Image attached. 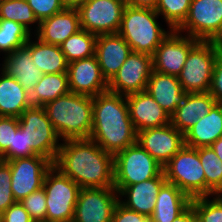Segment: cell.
<instances>
[{
  "instance_id": "obj_1",
  "label": "cell",
  "mask_w": 222,
  "mask_h": 222,
  "mask_svg": "<svg viewBox=\"0 0 222 222\" xmlns=\"http://www.w3.org/2000/svg\"><path fill=\"white\" fill-rule=\"evenodd\" d=\"M53 165L80 188H114L113 155L90 138L65 140Z\"/></svg>"
},
{
  "instance_id": "obj_2",
  "label": "cell",
  "mask_w": 222,
  "mask_h": 222,
  "mask_svg": "<svg viewBox=\"0 0 222 222\" xmlns=\"http://www.w3.org/2000/svg\"><path fill=\"white\" fill-rule=\"evenodd\" d=\"M113 156L137 142L125 95L109 90L93 97L92 131L89 137Z\"/></svg>"
},
{
  "instance_id": "obj_3",
  "label": "cell",
  "mask_w": 222,
  "mask_h": 222,
  "mask_svg": "<svg viewBox=\"0 0 222 222\" xmlns=\"http://www.w3.org/2000/svg\"><path fill=\"white\" fill-rule=\"evenodd\" d=\"M43 107L60 140L90 137L93 97L70 92Z\"/></svg>"
},
{
  "instance_id": "obj_4",
  "label": "cell",
  "mask_w": 222,
  "mask_h": 222,
  "mask_svg": "<svg viewBox=\"0 0 222 222\" xmlns=\"http://www.w3.org/2000/svg\"><path fill=\"white\" fill-rule=\"evenodd\" d=\"M155 9L125 6L119 34L133 52L153 55L156 48L172 31L160 27Z\"/></svg>"
},
{
  "instance_id": "obj_5",
  "label": "cell",
  "mask_w": 222,
  "mask_h": 222,
  "mask_svg": "<svg viewBox=\"0 0 222 222\" xmlns=\"http://www.w3.org/2000/svg\"><path fill=\"white\" fill-rule=\"evenodd\" d=\"M114 189L118 194L127 186L157 177L163 167L137 142L113 156Z\"/></svg>"
},
{
  "instance_id": "obj_6",
  "label": "cell",
  "mask_w": 222,
  "mask_h": 222,
  "mask_svg": "<svg viewBox=\"0 0 222 222\" xmlns=\"http://www.w3.org/2000/svg\"><path fill=\"white\" fill-rule=\"evenodd\" d=\"M43 189L46 222H72L80 186L52 165L45 175Z\"/></svg>"
},
{
  "instance_id": "obj_7",
  "label": "cell",
  "mask_w": 222,
  "mask_h": 222,
  "mask_svg": "<svg viewBox=\"0 0 222 222\" xmlns=\"http://www.w3.org/2000/svg\"><path fill=\"white\" fill-rule=\"evenodd\" d=\"M167 182L173 183L191 199L205 196V174L199 148L183 146L163 167Z\"/></svg>"
},
{
  "instance_id": "obj_8",
  "label": "cell",
  "mask_w": 222,
  "mask_h": 222,
  "mask_svg": "<svg viewBox=\"0 0 222 222\" xmlns=\"http://www.w3.org/2000/svg\"><path fill=\"white\" fill-rule=\"evenodd\" d=\"M20 128L28 138V145L53 163L58 155L60 138L48 119L43 106H31L18 118Z\"/></svg>"
},
{
  "instance_id": "obj_9",
  "label": "cell",
  "mask_w": 222,
  "mask_h": 222,
  "mask_svg": "<svg viewBox=\"0 0 222 222\" xmlns=\"http://www.w3.org/2000/svg\"><path fill=\"white\" fill-rule=\"evenodd\" d=\"M218 52L209 41H199L190 51L178 80L187 93L209 92Z\"/></svg>"
},
{
  "instance_id": "obj_10",
  "label": "cell",
  "mask_w": 222,
  "mask_h": 222,
  "mask_svg": "<svg viewBox=\"0 0 222 222\" xmlns=\"http://www.w3.org/2000/svg\"><path fill=\"white\" fill-rule=\"evenodd\" d=\"M125 0H87L77 9L80 27L95 35L118 33Z\"/></svg>"
},
{
  "instance_id": "obj_11",
  "label": "cell",
  "mask_w": 222,
  "mask_h": 222,
  "mask_svg": "<svg viewBox=\"0 0 222 222\" xmlns=\"http://www.w3.org/2000/svg\"><path fill=\"white\" fill-rule=\"evenodd\" d=\"M11 168V190L16 201H21L43 187L47 171L53 162L42 155L7 161Z\"/></svg>"
},
{
  "instance_id": "obj_12",
  "label": "cell",
  "mask_w": 222,
  "mask_h": 222,
  "mask_svg": "<svg viewBox=\"0 0 222 222\" xmlns=\"http://www.w3.org/2000/svg\"><path fill=\"white\" fill-rule=\"evenodd\" d=\"M118 202L114 188H80L72 222H112Z\"/></svg>"
},
{
  "instance_id": "obj_13",
  "label": "cell",
  "mask_w": 222,
  "mask_h": 222,
  "mask_svg": "<svg viewBox=\"0 0 222 222\" xmlns=\"http://www.w3.org/2000/svg\"><path fill=\"white\" fill-rule=\"evenodd\" d=\"M221 23L222 0H192L186 19L176 31L184 33L185 30L192 38L209 41Z\"/></svg>"
},
{
  "instance_id": "obj_14",
  "label": "cell",
  "mask_w": 222,
  "mask_h": 222,
  "mask_svg": "<svg viewBox=\"0 0 222 222\" xmlns=\"http://www.w3.org/2000/svg\"><path fill=\"white\" fill-rule=\"evenodd\" d=\"M152 71L151 55L131 51L118 72L108 82V90L125 96L145 91Z\"/></svg>"
},
{
  "instance_id": "obj_15",
  "label": "cell",
  "mask_w": 222,
  "mask_h": 222,
  "mask_svg": "<svg viewBox=\"0 0 222 222\" xmlns=\"http://www.w3.org/2000/svg\"><path fill=\"white\" fill-rule=\"evenodd\" d=\"M199 41L172 30L152 55L153 70L178 77L184 67L189 51Z\"/></svg>"
},
{
  "instance_id": "obj_16",
  "label": "cell",
  "mask_w": 222,
  "mask_h": 222,
  "mask_svg": "<svg viewBox=\"0 0 222 222\" xmlns=\"http://www.w3.org/2000/svg\"><path fill=\"white\" fill-rule=\"evenodd\" d=\"M137 143L162 167L185 146L184 134L171 123L137 132Z\"/></svg>"
},
{
  "instance_id": "obj_17",
  "label": "cell",
  "mask_w": 222,
  "mask_h": 222,
  "mask_svg": "<svg viewBox=\"0 0 222 222\" xmlns=\"http://www.w3.org/2000/svg\"><path fill=\"white\" fill-rule=\"evenodd\" d=\"M67 75L72 93L95 97L108 90L95 55L69 62Z\"/></svg>"
},
{
  "instance_id": "obj_18",
  "label": "cell",
  "mask_w": 222,
  "mask_h": 222,
  "mask_svg": "<svg viewBox=\"0 0 222 222\" xmlns=\"http://www.w3.org/2000/svg\"><path fill=\"white\" fill-rule=\"evenodd\" d=\"M129 116L137 132L170 123V116L147 92L126 95Z\"/></svg>"
},
{
  "instance_id": "obj_19",
  "label": "cell",
  "mask_w": 222,
  "mask_h": 222,
  "mask_svg": "<svg viewBox=\"0 0 222 222\" xmlns=\"http://www.w3.org/2000/svg\"><path fill=\"white\" fill-rule=\"evenodd\" d=\"M131 51L130 46L119 33L97 36L95 56L107 82L118 72Z\"/></svg>"
},
{
  "instance_id": "obj_20",
  "label": "cell",
  "mask_w": 222,
  "mask_h": 222,
  "mask_svg": "<svg viewBox=\"0 0 222 222\" xmlns=\"http://www.w3.org/2000/svg\"><path fill=\"white\" fill-rule=\"evenodd\" d=\"M81 30L77 8H65L63 11L40 21L35 38L42 42L60 46L68 37Z\"/></svg>"
},
{
  "instance_id": "obj_21",
  "label": "cell",
  "mask_w": 222,
  "mask_h": 222,
  "mask_svg": "<svg viewBox=\"0 0 222 222\" xmlns=\"http://www.w3.org/2000/svg\"><path fill=\"white\" fill-rule=\"evenodd\" d=\"M164 172L157 177L125 187L119 193V202L126 208L150 217L154 211L156 198L166 182ZM127 197L122 201V197Z\"/></svg>"
},
{
  "instance_id": "obj_22",
  "label": "cell",
  "mask_w": 222,
  "mask_h": 222,
  "mask_svg": "<svg viewBox=\"0 0 222 222\" xmlns=\"http://www.w3.org/2000/svg\"><path fill=\"white\" fill-rule=\"evenodd\" d=\"M217 104L209 92L187 93L183 103L170 116V123L185 134L200 118L209 114Z\"/></svg>"
},
{
  "instance_id": "obj_23",
  "label": "cell",
  "mask_w": 222,
  "mask_h": 222,
  "mask_svg": "<svg viewBox=\"0 0 222 222\" xmlns=\"http://www.w3.org/2000/svg\"><path fill=\"white\" fill-rule=\"evenodd\" d=\"M162 109L171 116L187 95L178 77L152 71L146 90Z\"/></svg>"
},
{
  "instance_id": "obj_24",
  "label": "cell",
  "mask_w": 222,
  "mask_h": 222,
  "mask_svg": "<svg viewBox=\"0 0 222 222\" xmlns=\"http://www.w3.org/2000/svg\"><path fill=\"white\" fill-rule=\"evenodd\" d=\"M4 59L2 71L15 78L30 93L43 73L35 67L29 48L26 45L18 48L13 53L5 55Z\"/></svg>"
},
{
  "instance_id": "obj_25",
  "label": "cell",
  "mask_w": 222,
  "mask_h": 222,
  "mask_svg": "<svg viewBox=\"0 0 222 222\" xmlns=\"http://www.w3.org/2000/svg\"><path fill=\"white\" fill-rule=\"evenodd\" d=\"M191 203V198L173 183L165 182L156 198L151 222H173Z\"/></svg>"
},
{
  "instance_id": "obj_26",
  "label": "cell",
  "mask_w": 222,
  "mask_h": 222,
  "mask_svg": "<svg viewBox=\"0 0 222 222\" xmlns=\"http://www.w3.org/2000/svg\"><path fill=\"white\" fill-rule=\"evenodd\" d=\"M222 136V104H216L209 114L200 118L185 134V145L209 147Z\"/></svg>"
},
{
  "instance_id": "obj_27",
  "label": "cell",
  "mask_w": 222,
  "mask_h": 222,
  "mask_svg": "<svg viewBox=\"0 0 222 222\" xmlns=\"http://www.w3.org/2000/svg\"><path fill=\"white\" fill-rule=\"evenodd\" d=\"M31 106L30 93L15 78L1 70L0 116L19 118Z\"/></svg>"
},
{
  "instance_id": "obj_28",
  "label": "cell",
  "mask_w": 222,
  "mask_h": 222,
  "mask_svg": "<svg viewBox=\"0 0 222 222\" xmlns=\"http://www.w3.org/2000/svg\"><path fill=\"white\" fill-rule=\"evenodd\" d=\"M26 46L30 50L35 67L43 74L67 72L68 62L60 46L42 42L38 38L31 41V37Z\"/></svg>"
},
{
  "instance_id": "obj_29",
  "label": "cell",
  "mask_w": 222,
  "mask_h": 222,
  "mask_svg": "<svg viewBox=\"0 0 222 222\" xmlns=\"http://www.w3.org/2000/svg\"><path fill=\"white\" fill-rule=\"evenodd\" d=\"M70 93L67 72L43 74L30 91L32 106H44L60 96Z\"/></svg>"
},
{
  "instance_id": "obj_30",
  "label": "cell",
  "mask_w": 222,
  "mask_h": 222,
  "mask_svg": "<svg viewBox=\"0 0 222 222\" xmlns=\"http://www.w3.org/2000/svg\"><path fill=\"white\" fill-rule=\"evenodd\" d=\"M96 39L97 35L83 29L68 37L60 45L66 61L69 63L94 56Z\"/></svg>"
},
{
  "instance_id": "obj_31",
  "label": "cell",
  "mask_w": 222,
  "mask_h": 222,
  "mask_svg": "<svg viewBox=\"0 0 222 222\" xmlns=\"http://www.w3.org/2000/svg\"><path fill=\"white\" fill-rule=\"evenodd\" d=\"M199 157L205 174V196H215L222 190V161L210 146L200 147Z\"/></svg>"
},
{
  "instance_id": "obj_32",
  "label": "cell",
  "mask_w": 222,
  "mask_h": 222,
  "mask_svg": "<svg viewBox=\"0 0 222 222\" xmlns=\"http://www.w3.org/2000/svg\"><path fill=\"white\" fill-rule=\"evenodd\" d=\"M31 33L15 21L0 19V52L9 55L26 45Z\"/></svg>"
},
{
  "instance_id": "obj_33",
  "label": "cell",
  "mask_w": 222,
  "mask_h": 222,
  "mask_svg": "<svg viewBox=\"0 0 222 222\" xmlns=\"http://www.w3.org/2000/svg\"><path fill=\"white\" fill-rule=\"evenodd\" d=\"M0 19L15 21L25 27L30 33V24L37 23L39 29V21L35 17L33 10L26 0H1L0 1Z\"/></svg>"
},
{
  "instance_id": "obj_34",
  "label": "cell",
  "mask_w": 222,
  "mask_h": 222,
  "mask_svg": "<svg viewBox=\"0 0 222 222\" xmlns=\"http://www.w3.org/2000/svg\"><path fill=\"white\" fill-rule=\"evenodd\" d=\"M192 0H158L155 11L163 15L169 30H176L186 19Z\"/></svg>"
},
{
  "instance_id": "obj_35",
  "label": "cell",
  "mask_w": 222,
  "mask_h": 222,
  "mask_svg": "<svg viewBox=\"0 0 222 222\" xmlns=\"http://www.w3.org/2000/svg\"><path fill=\"white\" fill-rule=\"evenodd\" d=\"M210 196H202L191 199L199 222H222V199L215 195L213 200Z\"/></svg>"
},
{
  "instance_id": "obj_36",
  "label": "cell",
  "mask_w": 222,
  "mask_h": 222,
  "mask_svg": "<svg viewBox=\"0 0 222 222\" xmlns=\"http://www.w3.org/2000/svg\"><path fill=\"white\" fill-rule=\"evenodd\" d=\"M20 203L34 222H46V192L43 187L23 198Z\"/></svg>"
},
{
  "instance_id": "obj_37",
  "label": "cell",
  "mask_w": 222,
  "mask_h": 222,
  "mask_svg": "<svg viewBox=\"0 0 222 222\" xmlns=\"http://www.w3.org/2000/svg\"><path fill=\"white\" fill-rule=\"evenodd\" d=\"M34 155H37V153L28 145V138L19 126L16 134L14 135L13 147H9L1 156L3 161H10Z\"/></svg>"
},
{
  "instance_id": "obj_38",
  "label": "cell",
  "mask_w": 222,
  "mask_h": 222,
  "mask_svg": "<svg viewBox=\"0 0 222 222\" xmlns=\"http://www.w3.org/2000/svg\"><path fill=\"white\" fill-rule=\"evenodd\" d=\"M11 168L7 161L0 162V215L16 200L11 190Z\"/></svg>"
},
{
  "instance_id": "obj_39",
  "label": "cell",
  "mask_w": 222,
  "mask_h": 222,
  "mask_svg": "<svg viewBox=\"0 0 222 222\" xmlns=\"http://www.w3.org/2000/svg\"><path fill=\"white\" fill-rule=\"evenodd\" d=\"M34 12L35 17L40 22L41 20L51 17L63 11L66 6L62 0H26Z\"/></svg>"
},
{
  "instance_id": "obj_40",
  "label": "cell",
  "mask_w": 222,
  "mask_h": 222,
  "mask_svg": "<svg viewBox=\"0 0 222 222\" xmlns=\"http://www.w3.org/2000/svg\"><path fill=\"white\" fill-rule=\"evenodd\" d=\"M19 128L17 117L0 116V154L13 147L14 135Z\"/></svg>"
},
{
  "instance_id": "obj_41",
  "label": "cell",
  "mask_w": 222,
  "mask_h": 222,
  "mask_svg": "<svg viewBox=\"0 0 222 222\" xmlns=\"http://www.w3.org/2000/svg\"><path fill=\"white\" fill-rule=\"evenodd\" d=\"M112 222H151L150 217L130 210L118 202L112 215Z\"/></svg>"
},
{
  "instance_id": "obj_42",
  "label": "cell",
  "mask_w": 222,
  "mask_h": 222,
  "mask_svg": "<svg viewBox=\"0 0 222 222\" xmlns=\"http://www.w3.org/2000/svg\"><path fill=\"white\" fill-rule=\"evenodd\" d=\"M0 222H34L23 205L16 201L8 207L1 215Z\"/></svg>"
},
{
  "instance_id": "obj_43",
  "label": "cell",
  "mask_w": 222,
  "mask_h": 222,
  "mask_svg": "<svg viewBox=\"0 0 222 222\" xmlns=\"http://www.w3.org/2000/svg\"><path fill=\"white\" fill-rule=\"evenodd\" d=\"M209 93L216 99L218 104H222V54L216 58Z\"/></svg>"
},
{
  "instance_id": "obj_44",
  "label": "cell",
  "mask_w": 222,
  "mask_h": 222,
  "mask_svg": "<svg viewBox=\"0 0 222 222\" xmlns=\"http://www.w3.org/2000/svg\"><path fill=\"white\" fill-rule=\"evenodd\" d=\"M173 222H199L191 204Z\"/></svg>"
},
{
  "instance_id": "obj_45",
  "label": "cell",
  "mask_w": 222,
  "mask_h": 222,
  "mask_svg": "<svg viewBox=\"0 0 222 222\" xmlns=\"http://www.w3.org/2000/svg\"><path fill=\"white\" fill-rule=\"evenodd\" d=\"M126 5L132 7L151 8L155 9L158 0H125Z\"/></svg>"
},
{
  "instance_id": "obj_46",
  "label": "cell",
  "mask_w": 222,
  "mask_h": 222,
  "mask_svg": "<svg viewBox=\"0 0 222 222\" xmlns=\"http://www.w3.org/2000/svg\"><path fill=\"white\" fill-rule=\"evenodd\" d=\"M212 47L220 54H222V23L219 30L209 40Z\"/></svg>"
},
{
  "instance_id": "obj_47",
  "label": "cell",
  "mask_w": 222,
  "mask_h": 222,
  "mask_svg": "<svg viewBox=\"0 0 222 222\" xmlns=\"http://www.w3.org/2000/svg\"><path fill=\"white\" fill-rule=\"evenodd\" d=\"M217 157L222 161V136L210 146Z\"/></svg>"
},
{
  "instance_id": "obj_48",
  "label": "cell",
  "mask_w": 222,
  "mask_h": 222,
  "mask_svg": "<svg viewBox=\"0 0 222 222\" xmlns=\"http://www.w3.org/2000/svg\"><path fill=\"white\" fill-rule=\"evenodd\" d=\"M87 0H62L66 8H78L81 4Z\"/></svg>"
},
{
  "instance_id": "obj_49",
  "label": "cell",
  "mask_w": 222,
  "mask_h": 222,
  "mask_svg": "<svg viewBox=\"0 0 222 222\" xmlns=\"http://www.w3.org/2000/svg\"><path fill=\"white\" fill-rule=\"evenodd\" d=\"M217 195L222 199V190Z\"/></svg>"
}]
</instances>
